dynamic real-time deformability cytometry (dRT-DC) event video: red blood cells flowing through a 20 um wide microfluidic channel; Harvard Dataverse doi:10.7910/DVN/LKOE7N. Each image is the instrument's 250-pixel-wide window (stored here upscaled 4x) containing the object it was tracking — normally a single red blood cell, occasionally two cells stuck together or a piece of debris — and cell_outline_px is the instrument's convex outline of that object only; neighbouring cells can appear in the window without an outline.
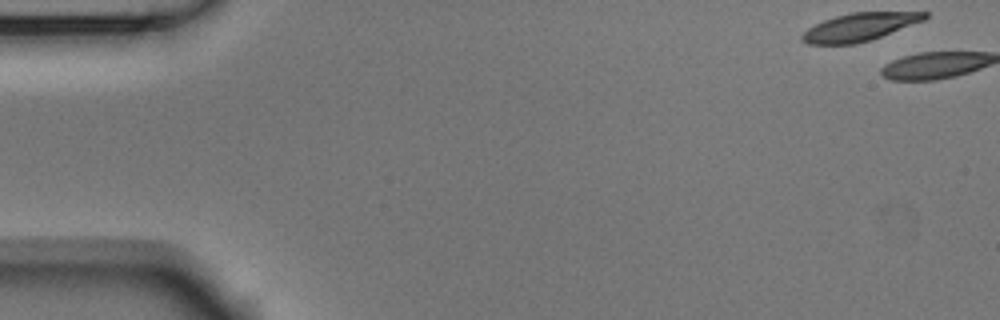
{"species": "Egyptian fruit bat (a non-hibernating species)", "species_latin": "Rousettus aegyptiacus", "temperature_condition": "room temperature", "stored_images_in_passage": 2, "camera_frame_rate_fps": 3000, "um_per_image_px": 0.085, "animal": {"sex": "male"}, "frame": {"image": 1, "passage_image": 1, "time_ms": 0.0, "image_size_px": [1000, 320], "cell_outline_px": [[928, 16], [924, 20], [872, 40], [856, 44], [808, 44], [800, 40], [800, 36], [808, 28], [824, 20], [836, 16], [852, 12], [928, 12]], "centroid_in_image_um": [73.05, 2.3], "position_along_channel_um": 11.9, "area_um2": 19.94}}